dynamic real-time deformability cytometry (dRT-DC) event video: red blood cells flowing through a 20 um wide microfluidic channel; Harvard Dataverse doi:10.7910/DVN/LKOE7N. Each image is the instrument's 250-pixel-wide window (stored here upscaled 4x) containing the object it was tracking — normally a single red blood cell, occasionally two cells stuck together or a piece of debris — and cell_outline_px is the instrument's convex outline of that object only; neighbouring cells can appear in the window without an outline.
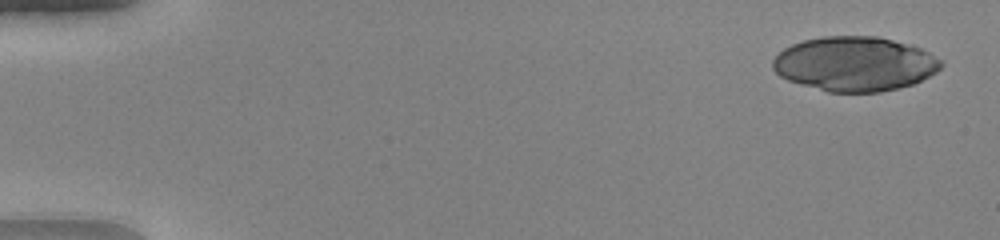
{"species": "human", "species_latin": "Homo sapiens", "temperature_condition": "warm", "stored_images_in_passage": 49, "camera_frame_rate_fps": 3000, "um_per_image_px": 0.085, "donor": {"sex": "female"}, "frame": {"image": 1, "passage_image": 2, "time_ms": 0.333, "image_size_px": [1000, 240], "cell_outline_px": [[944, 64], [936, 72], [912, 84], [880, 92], [828, 92], [788, 80], [780, 76], [772, 68], [772, 60], [784, 48], [792, 44], [804, 40], [824, 36], [876, 36], [912, 44], [944, 60]], "centroid_in_image_um": [72.67, 5.42], "position_along_channel_um": 12.3, "area_um2": 53.47}}
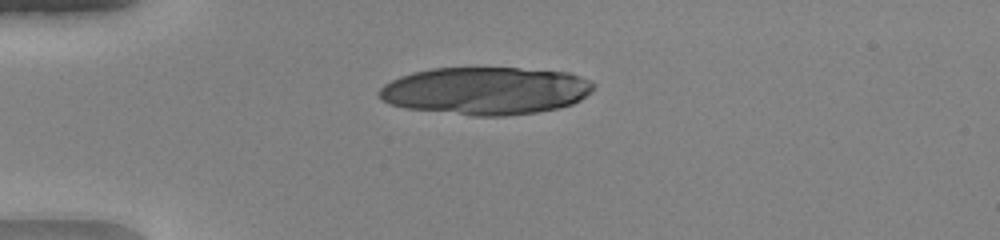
{"frame": {"image": 2, "passage_image": 13, "time_ms": 4.0, "image_size_px": [1000, 240], "cell_outline_px": [[596, 88], [592, 92], [580, 100], [572, 104], [560, 108], [536, 112], [504, 116], [472, 116], [404, 108], [388, 104], [380, 100], [376, 92], [384, 84], [400, 76], [412, 72], [432, 68], [520, 68], [568, 72], [580, 76], [596, 84]], "centroid_in_image_um": [41.26, 7.72], "position_along_channel_um": 43.7, "area_um2": 60.17}}